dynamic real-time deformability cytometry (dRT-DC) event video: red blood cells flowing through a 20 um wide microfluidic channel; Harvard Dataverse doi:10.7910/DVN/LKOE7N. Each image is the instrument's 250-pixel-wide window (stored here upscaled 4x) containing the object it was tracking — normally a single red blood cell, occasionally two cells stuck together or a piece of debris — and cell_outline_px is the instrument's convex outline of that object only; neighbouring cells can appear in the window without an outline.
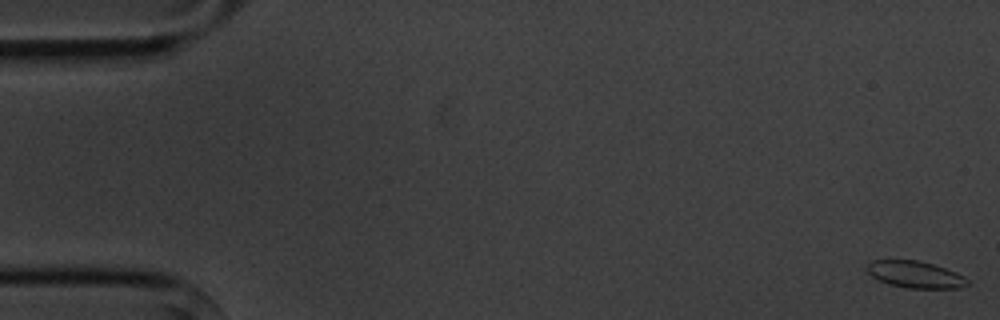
{"species": "common noctule bat (a hibernating species)", "species_latin": "Nyctalus noctula", "temperature_condition": "cold", "stored_images_in_passage": 11, "camera_frame_rate_fps": 3000, "um_per_image_px": 0.085, "animal": {"sex": "male", "body_mass_g": 20.1, "forearm_length_mm": 53.5}, "frame": {"image": 1, "passage_image": 1, "time_ms": 0.0, "image_size_px": [1000, 320], "cell_outline_px": [[972, 284], [960, 288], [908, 288], [888, 284], [872, 276], [864, 268], [872, 260], [916, 260], [932, 264], [956, 272], [964, 276]], "centroid_in_image_um": [77.81, 23.34], "position_along_channel_um": 7.2, "area_um2": 15.72}}
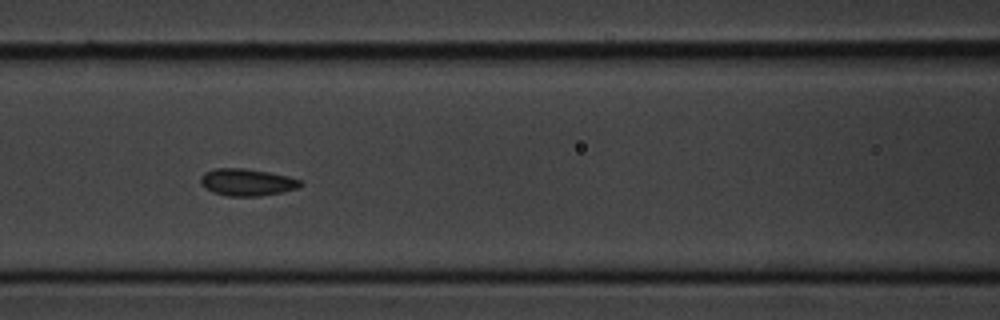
{"frame": {"image": 2, "passage_image": 7, "time_ms": 7.667, "image_size_px": [1000, 320], "cell_outline_px": [[304, 184], [296, 188], [284, 192], [260, 196], [228, 196], [212, 192], [204, 188], [200, 184], [200, 176], [204, 172], [216, 168], [244, 168], [268, 172], [288, 176], [300, 180]], "centroid_in_image_um": [20.96, 15.49], "position_along_channel_um": 145.6, "area_um2": 15.9}}
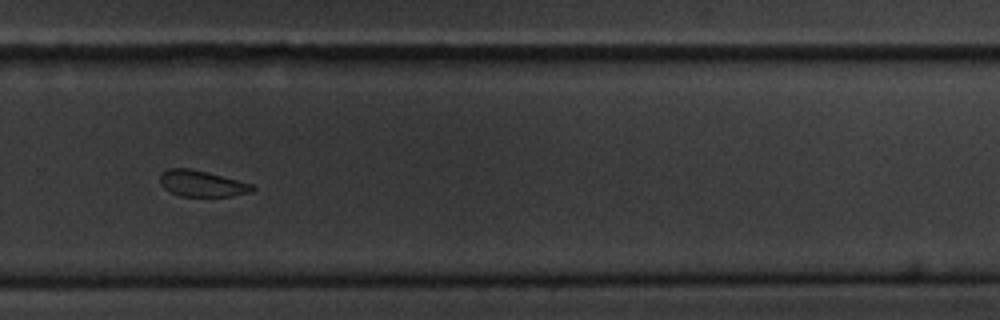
{"frame": {"image": 3, "passage_image": 11, "time_ms": 12.333, "image_size_px": [1000, 320], "cell_outline_px": [[256, 188], [252, 192], [232, 196], [180, 196], [164, 188], [160, 184], [160, 176], [168, 168], [192, 168], [208, 172], [252, 184]], "centroid_in_image_um": [17.17, 15.6], "position_along_channel_um": 312.6, "area_um2": 14.05}}